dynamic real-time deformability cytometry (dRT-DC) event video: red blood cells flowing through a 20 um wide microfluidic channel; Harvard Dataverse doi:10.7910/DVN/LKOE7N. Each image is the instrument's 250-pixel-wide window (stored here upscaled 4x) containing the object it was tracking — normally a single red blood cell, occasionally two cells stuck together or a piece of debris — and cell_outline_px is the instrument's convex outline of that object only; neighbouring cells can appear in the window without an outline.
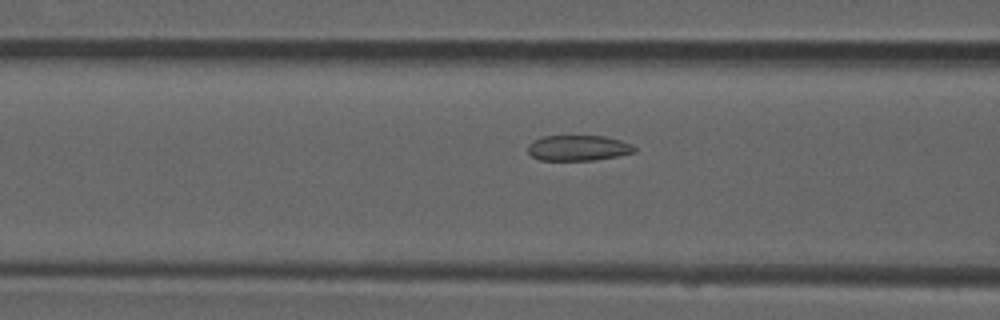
{"species": "common noctule bat (a hibernating species)", "species_latin": "Nyctalus noctula", "temperature_condition": "room temperature", "stored_images_in_passage": 47, "camera_frame_rate_fps": 3000, "um_per_image_px": 0.085, "animal": {"sex": "male", "forearm_length_mm": 52.5}, "frame": {"image": 1, "passage_image": 15, "time_ms": 4.667, "image_size_px": [1000, 320], "cell_outline_px": [[636, 152], [620, 156], [596, 160], [540, 160], [532, 156], [528, 152], [528, 144], [532, 140], [544, 136], [604, 136], [620, 140], [632, 144], [636, 148]], "centroid_in_image_um": [49.17, 12.58], "position_along_channel_um": 117.4, "area_um2": 16.01}}
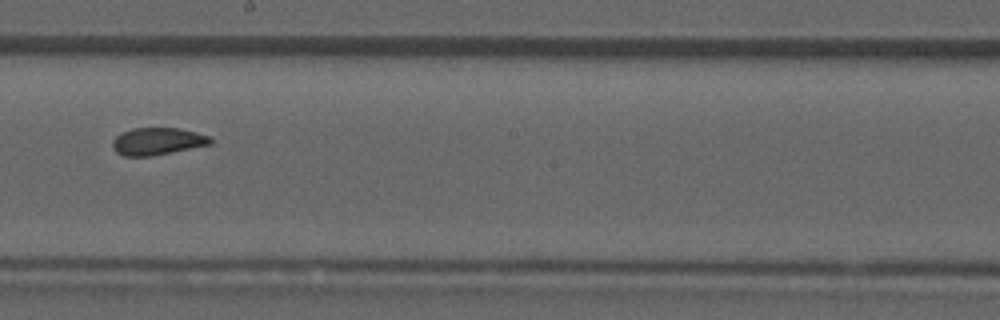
{"frame": {"image": 2, "passage_image": 24, "time_ms": 7.667, "image_size_px": [1000, 320], "cell_outline_px": [[212, 144], [152, 156], [124, 156], [116, 152], [112, 148], [112, 140], [116, 136], [132, 128], [180, 128], [196, 132], [208, 136], [212, 140]], "centroid_in_image_um": [13.37, 12.01], "position_along_channel_um": 234.8, "area_um2": 15.55}}
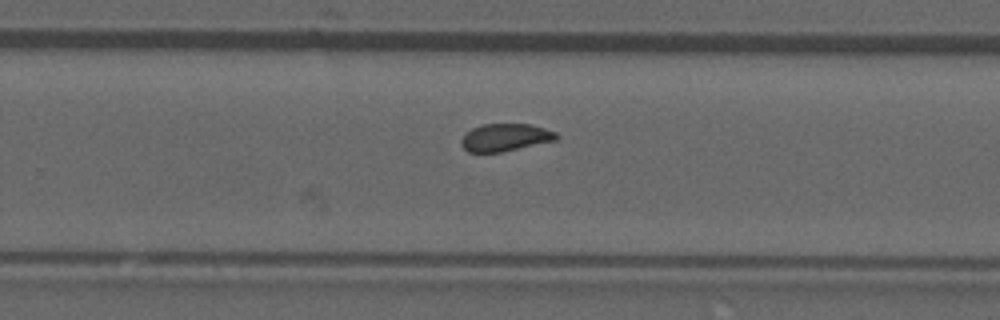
{"frame": {"image": 3, "passage_image": 28, "time_ms": 9.0, "image_size_px": [1000, 320], "cell_outline_px": [[560, 136], [556, 140], [500, 152], [468, 152], [460, 144], [460, 140], [472, 128], [484, 124], [532, 124], [556, 132]], "centroid_in_image_um": [42.96, 11.68], "position_along_channel_um": 286.8, "area_um2": 15.14}, "authors_computed_cell_mechanics": {"area_um2": 16.1262, "velocity_mm_per_s": 3.9214, "shape_relaxation_time_tau1_ms": null, "shape_relaxation_time_tau2_ms": 1.1775, "deformation_change_tau1": null, "deformation_change_tau2": 0.059}}